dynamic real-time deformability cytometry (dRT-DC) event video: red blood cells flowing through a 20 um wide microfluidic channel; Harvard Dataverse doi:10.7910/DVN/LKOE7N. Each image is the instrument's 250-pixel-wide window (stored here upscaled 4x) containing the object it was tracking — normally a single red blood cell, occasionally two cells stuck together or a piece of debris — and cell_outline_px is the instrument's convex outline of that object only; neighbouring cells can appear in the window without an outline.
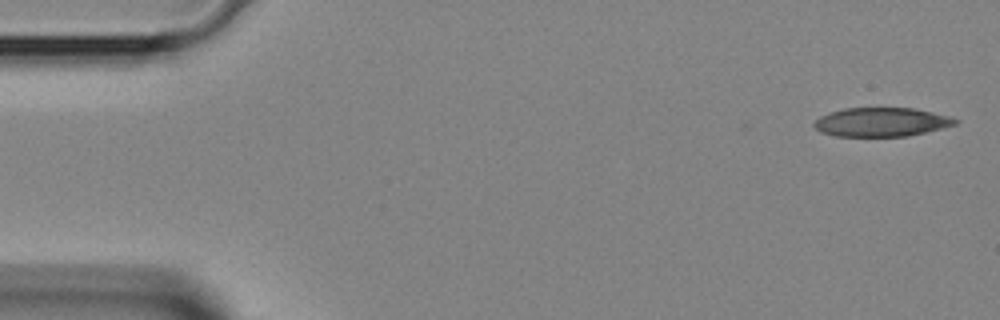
{"species": "Egyptian fruit bat (a non-hibernating species)", "species_latin": "Rousettus aegyptiacus", "temperature_condition": "room temperature", "stored_images_in_passage": 39, "camera_frame_rate_fps": 3000, "um_per_image_px": 0.085, "animal": {"sex": "female"}, "frame": {"image": 1, "passage_image": 1, "time_ms": 0.0, "image_size_px": [1000, 320], "cell_outline_px": [[960, 120], [956, 124], [908, 136], [836, 136], [820, 132], [812, 124], [820, 116], [844, 108], [912, 108], [932, 112], [948, 116]], "centroid_in_image_um": [74.9, 10.37], "position_along_channel_um": 10.1, "area_um2": 23.52}}
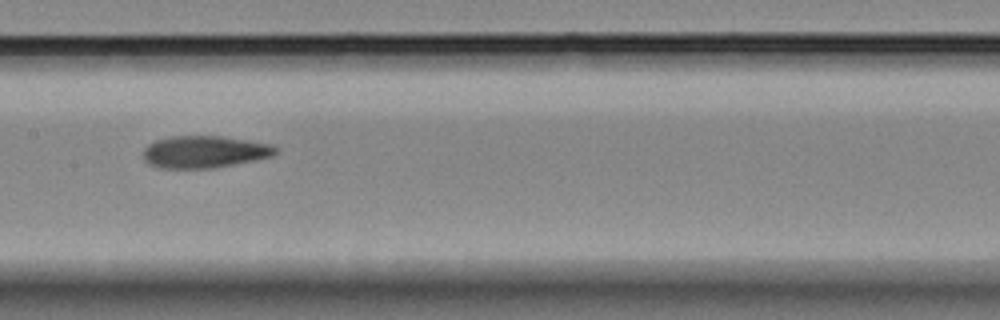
{"frame": {"image": 2, "passage_image": 20, "time_ms": 6.333, "image_size_px": [1000, 320], "cell_outline_px": [[280, 152], [272, 156], [256, 160], [212, 168], [156, 168], [148, 164], [144, 160], [144, 148], [148, 144], [156, 140], [172, 136], [220, 136], [248, 140], [272, 144], [280, 148]], "centroid_in_image_um": [17.41, 12.91], "position_along_channel_um": 190.0, "area_um2": 25.03}}
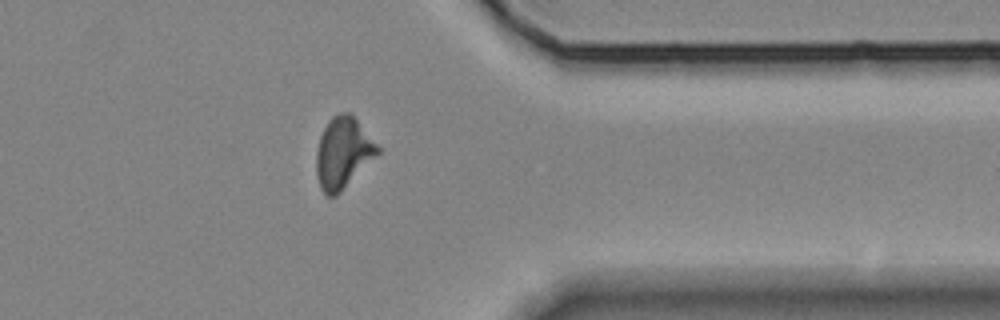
{"frame": {"image": 3, "passage_image": 33, "time_ms": 10.667, "image_size_px": [1000, 320], "cell_outline_px": [[380, 152], [336, 196], [328, 196], [320, 188], [316, 176], [316, 152], [320, 136], [328, 120], [332, 116], [340, 112], [348, 112], [356, 120], [380, 148]], "centroid_in_image_um": [29.12, 13.0], "position_along_channel_um": 382.3, "area_um2": 25.03}}